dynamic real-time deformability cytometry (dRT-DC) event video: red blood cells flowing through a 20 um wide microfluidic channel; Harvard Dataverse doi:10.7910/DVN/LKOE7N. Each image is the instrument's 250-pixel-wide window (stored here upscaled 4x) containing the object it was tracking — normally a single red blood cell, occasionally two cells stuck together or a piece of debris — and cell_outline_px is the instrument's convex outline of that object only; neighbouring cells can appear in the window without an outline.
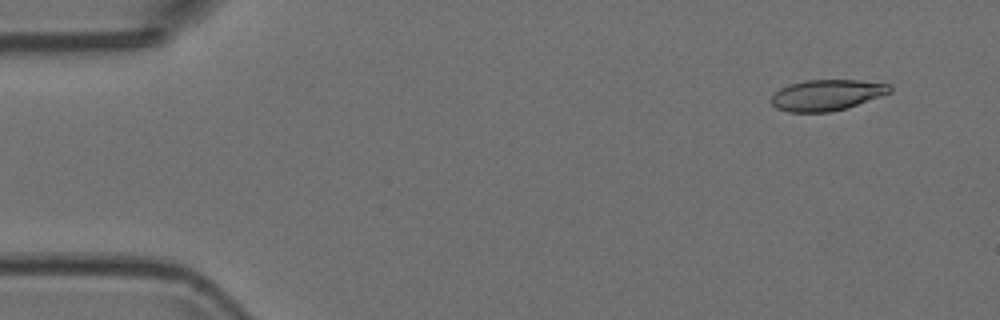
{"species": "Egyptian fruit bat (a non-hibernating species)", "species_latin": "Rousettus aegyptiacus", "temperature_condition": "room temperature", "stored_images_in_passage": 5, "camera_frame_rate_fps": 3000, "um_per_image_px": 0.085, "animal": {"sex": "female"}, "frame": {"image": 1, "passage_image": 2, "time_ms": 0.333, "image_size_px": [1000, 320], "cell_outline_px": [[892, 92], [832, 112], [788, 112], [776, 108], [768, 100], [780, 88], [788, 84], [804, 80], [860, 80], [892, 84]], "centroid_in_image_um": [70.25, 8.07], "position_along_channel_um": 14.8, "area_um2": 21.44}}
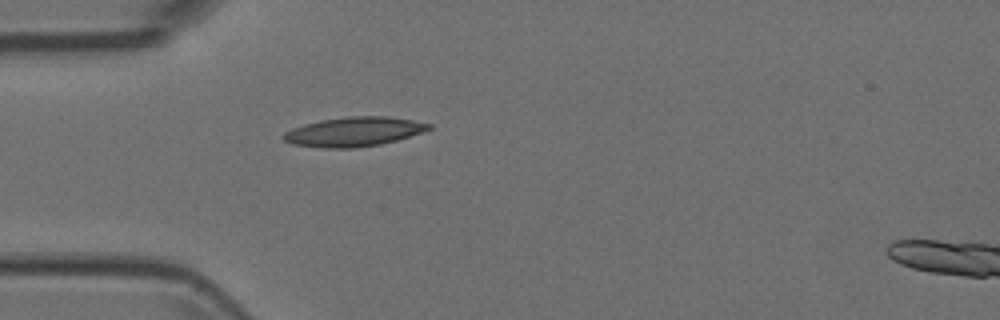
{"frame": {"image": 2, "passage_image": 5, "time_ms": 1.333, "image_size_px": [1000, 320], "cell_outline_px": [[432, 128], [396, 140], [380, 144], [352, 148], [320, 148], [292, 144], [284, 140], [280, 136], [284, 132], [292, 128], [304, 124], [320, 120], [348, 116], [388, 116], [412, 120], [432, 124]], "centroid_in_image_um": [30.02, 11.19], "position_along_channel_um": 55.0, "area_um2": 24.85}}